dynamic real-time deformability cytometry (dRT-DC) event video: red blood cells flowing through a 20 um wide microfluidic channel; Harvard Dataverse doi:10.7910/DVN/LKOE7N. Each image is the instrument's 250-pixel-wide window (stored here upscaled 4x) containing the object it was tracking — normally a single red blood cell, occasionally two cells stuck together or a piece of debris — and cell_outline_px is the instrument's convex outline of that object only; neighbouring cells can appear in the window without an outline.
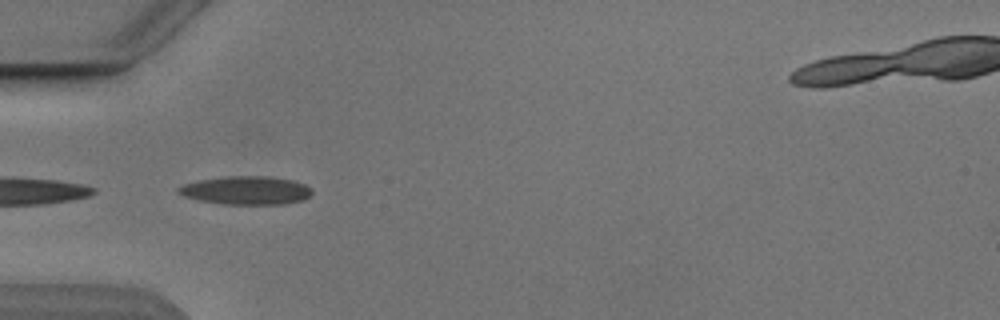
{"species": "Egyptian fruit bat (a non-hibernating species)", "species_latin": "Rousettus aegyptiacus", "temperature_condition": "cold", "stored_images_in_passage": 5, "camera_frame_rate_fps": 3000, "um_per_image_px": 0.085, "animal": {"sex": "male"}, "frame": {"image": 1, "passage_image": 5, "time_ms": 4.667, "image_size_px": [1000, 320], "cell_outline_px": [[312, 192], [304, 200], [284, 204], [220, 204], [200, 200], [184, 196], [176, 192], [176, 188], [184, 184], [200, 180], [228, 176], [268, 176], [292, 180], [304, 184], [312, 188]], "centroid_in_image_um": [20.92, 16.18], "position_along_channel_um": 64.1, "area_um2": 22.08}}